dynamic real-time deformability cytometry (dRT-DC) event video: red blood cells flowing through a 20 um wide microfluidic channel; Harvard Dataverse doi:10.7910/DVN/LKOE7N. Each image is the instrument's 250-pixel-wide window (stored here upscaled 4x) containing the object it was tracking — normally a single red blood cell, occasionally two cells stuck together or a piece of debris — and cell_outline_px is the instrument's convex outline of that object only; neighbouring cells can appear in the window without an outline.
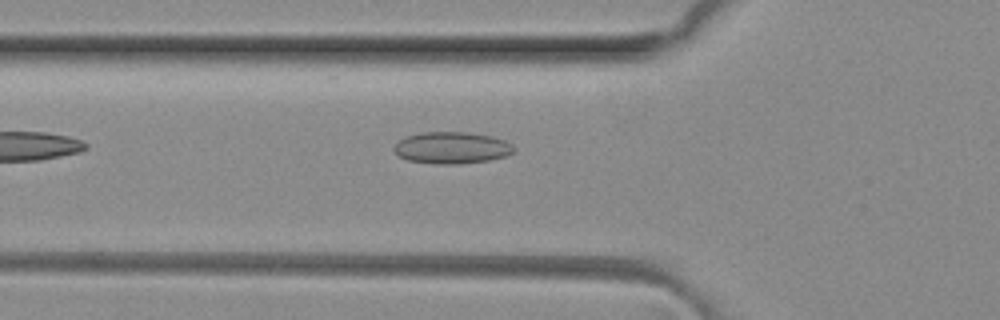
{"species": "common noctule bat (a hibernating species)", "species_latin": "Nyctalus noctula", "temperature_condition": "room temperature", "stored_images_in_passage": 4, "camera_frame_rate_fps": 3000, "um_per_image_px": 0.085, "animal": {"sex": "female", "body_mass_g": 29.2, "forearm_length_mm": 56.3}, "frame": {"image": 1, "passage_image": 4, "time_ms": 1.0, "image_size_px": [1000, 320], "cell_outline_px": [[516, 148], [512, 152], [504, 156], [488, 160], [460, 164], [436, 164], [408, 160], [400, 156], [392, 148], [400, 140], [408, 136], [420, 132], [464, 132], [492, 136], [504, 140], [512, 144]], "centroid_in_image_um": [38.41, 12.56], "position_along_channel_um": 87.4, "area_um2": 22.02}}